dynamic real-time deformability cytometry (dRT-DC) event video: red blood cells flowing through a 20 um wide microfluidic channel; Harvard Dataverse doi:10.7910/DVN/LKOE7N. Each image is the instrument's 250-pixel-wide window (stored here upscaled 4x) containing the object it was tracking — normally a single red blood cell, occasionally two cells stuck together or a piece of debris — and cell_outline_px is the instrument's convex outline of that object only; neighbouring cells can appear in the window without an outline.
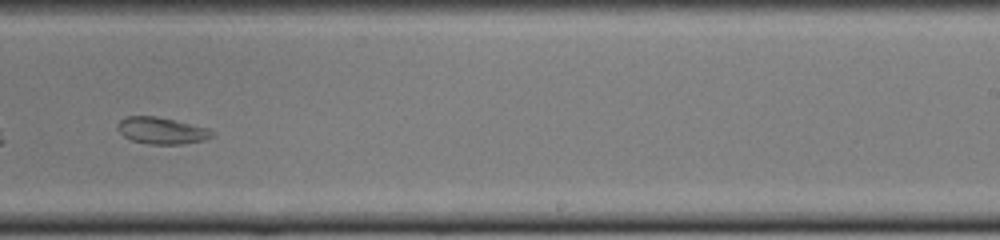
{"species": "common noctule bat (a hibernating species)", "species_latin": "Nyctalus noctula", "temperature_condition": "cold", "stored_images_in_passage": 43, "camera_frame_rate_fps": 3000, "um_per_image_px": 0.085, "animal": {"sex": "female", "body_mass_g": 22.0, "forearm_length_mm": 56.7}, "frame": {"image": 1, "passage_image": 25, "time_ms": 8.0, "image_size_px": [1000, 240], "cell_outline_px": [[216, 132], [212, 136], [204, 140], [180, 144], [148, 144], [132, 140], [124, 136], [116, 128], [116, 124], [120, 120], [128, 116], [156, 116], [208, 128]], "centroid_in_image_um": [13.72, 11.1], "position_along_channel_um": 275.3, "area_um2": 14.62}}
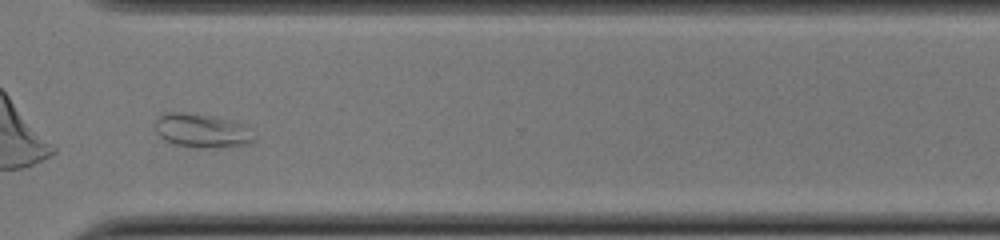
{"frame": {"image": 2, "passage_image": 31, "time_ms": 10.0, "image_size_px": [1000, 240], "cell_outline_px": [[256, 140], [248, 144], [200, 148], [172, 144], [164, 140], [156, 132], [156, 120], [164, 112], [184, 112], [208, 116], [228, 120], [244, 124], [248, 128]], "centroid_in_image_um": [17.12, 11.11], "position_along_channel_um": 353.5, "area_um2": 19.25}, "authors_computed_cell_mechanics": {"area_um2": 16.9932, "velocity_mm_per_s": 3.8593, "shape_relaxation_time_tau1_ms": null, "shape_relaxation_time_tau2_ms": 3.6782, "deformation_change_tau1": null, "deformation_change_tau2": 0.0682}}